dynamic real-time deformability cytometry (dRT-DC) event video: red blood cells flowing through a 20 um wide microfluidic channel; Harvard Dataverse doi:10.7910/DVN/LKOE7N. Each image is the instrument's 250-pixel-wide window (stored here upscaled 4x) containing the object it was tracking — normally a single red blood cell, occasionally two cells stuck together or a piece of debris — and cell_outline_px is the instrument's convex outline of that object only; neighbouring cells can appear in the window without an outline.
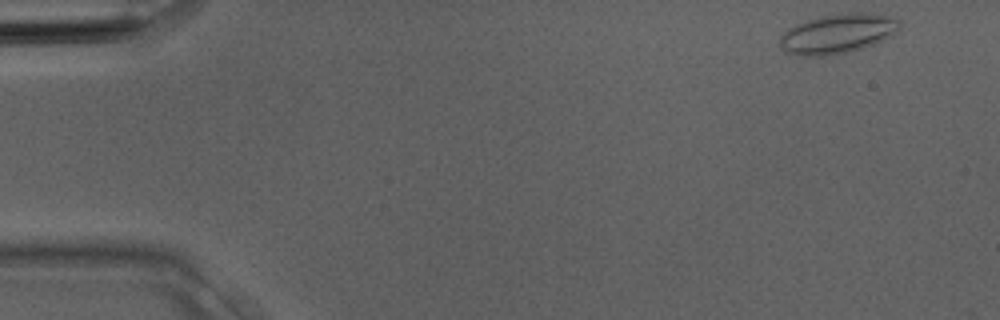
{"species": "Egyptian fruit bat (a non-hibernating species)", "species_latin": "Rousettus aegyptiacus", "temperature_condition": "room temperature", "stored_images_in_passage": 3, "camera_frame_rate_fps": 3000, "um_per_image_px": 0.085, "animal": {"sex": "male"}, "frame": {"image": 1, "passage_image": 1, "time_ms": 0.0, "image_size_px": [1000, 320], "cell_outline_px": [[900, 28], [896, 32], [872, 44], [860, 48], [844, 52], [824, 56], [800, 56], [784, 52], [780, 48], [780, 36], [788, 28], [796, 24], [820, 16], [852, 12], [872, 12], [892, 16], [900, 20]], "centroid_in_image_um": [71.18, 2.84], "position_along_channel_um": 13.8, "area_um2": 27.57}}